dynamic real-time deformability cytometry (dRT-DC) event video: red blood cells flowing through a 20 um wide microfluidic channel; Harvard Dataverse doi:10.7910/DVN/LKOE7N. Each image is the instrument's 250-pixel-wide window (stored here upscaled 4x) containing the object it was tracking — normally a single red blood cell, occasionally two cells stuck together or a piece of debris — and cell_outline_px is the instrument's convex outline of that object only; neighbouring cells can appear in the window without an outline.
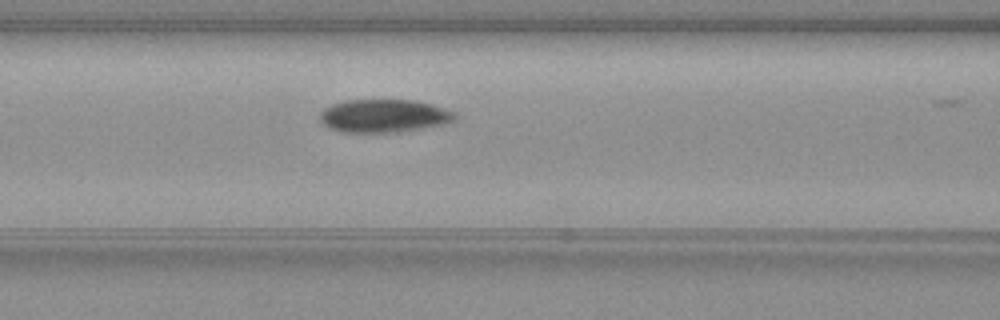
{"species": "common noctule bat (a hibernating species)", "species_latin": "Nyctalus noctula", "temperature_condition": "warm", "stored_images_in_passage": 45, "camera_frame_rate_fps": 3000, "um_per_image_px": 0.085, "animal": {"sex": "female", "body_mass_g": 19.3, "forearm_length_mm": 54.1}, "frame": {"image": 1, "passage_image": 23, "time_ms": 7.333, "image_size_px": [1000, 320], "cell_outline_px": [[456, 120], [444, 124], [396, 132], [344, 132], [328, 128], [320, 120], [320, 112], [324, 108], [332, 104], [344, 100], [416, 100], [432, 104], [456, 112]], "centroid_in_image_um": [32.63, 9.84], "position_along_channel_um": 134.0, "area_um2": 26.07}}
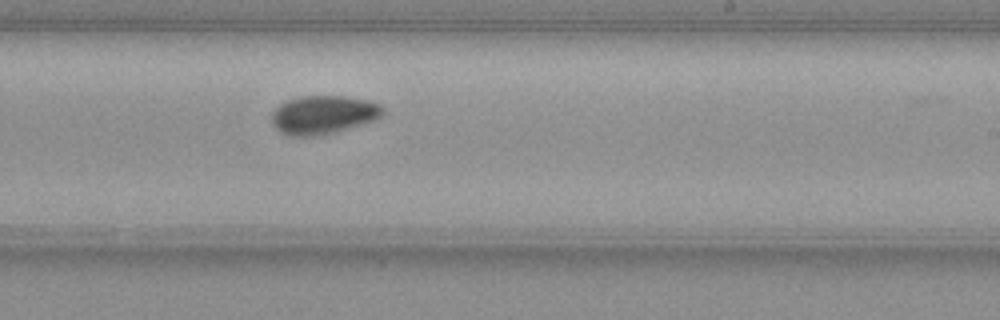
{"frame": {"image": 2, "passage_image": 33, "time_ms": 10.667, "image_size_px": [1000, 320], "cell_outline_px": [[384, 116], [376, 120], [320, 136], [288, 136], [280, 132], [272, 124], [272, 112], [280, 104], [288, 100], [300, 96], [344, 96], [368, 100], [380, 104], [384, 108]], "centroid_in_image_um": [27.5, 9.76], "position_along_channel_um": 261.5, "area_um2": 25.14}}
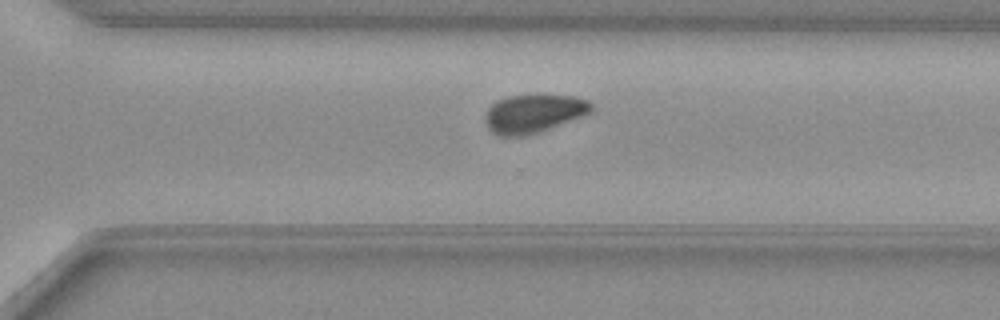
{"frame": {"image": 3, "passage_image": 38, "time_ms": 12.333, "image_size_px": [1000, 320], "cell_outline_px": [[592, 112], [548, 128], [524, 136], [496, 136], [488, 128], [488, 108], [496, 100], [508, 96], [544, 92], [576, 96], [588, 100], [592, 104]], "centroid_in_image_um": [45.39, 9.58], "position_along_channel_um": 325.2, "area_um2": 24.04}}